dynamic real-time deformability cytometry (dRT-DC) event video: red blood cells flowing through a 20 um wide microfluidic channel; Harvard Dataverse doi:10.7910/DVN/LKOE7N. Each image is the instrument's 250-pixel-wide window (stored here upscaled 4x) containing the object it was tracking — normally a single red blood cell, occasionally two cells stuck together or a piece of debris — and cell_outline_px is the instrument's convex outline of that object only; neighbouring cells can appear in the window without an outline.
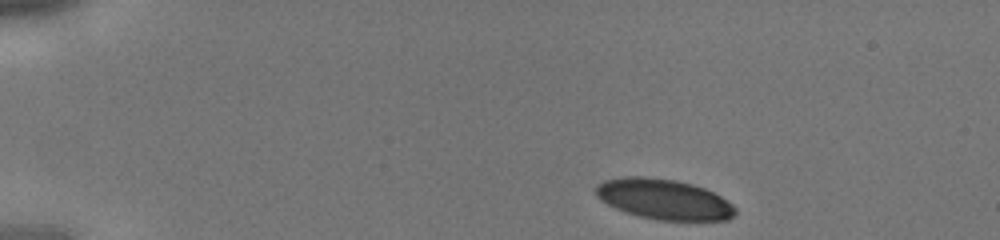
{"species": "human", "species_latin": "Homo sapiens", "temperature_condition": "cold", "stored_images_in_passage": 15, "camera_frame_rate_fps": 3000, "um_per_image_px": 0.085, "donor": {"sex": "male"}, "frame": {"image": 1, "passage_image": 1, "time_ms": 0.0, "image_size_px": [1000, 240], "cell_outline_px": [[736, 212], [728, 220], [656, 220], [640, 216], [616, 208], [600, 200], [596, 196], [596, 184], [604, 180], [624, 176], [644, 176], [672, 180], [692, 184], [704, 188], [720, 196], [732, 204], [736, 208]], "centroid_in_image_um": [56.41, 16.93], "position_along_channel_um": 28.6, "area_um2": 32.6}}
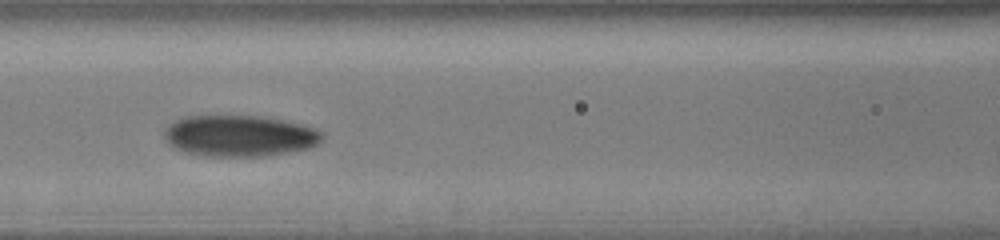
{"frame": {"image": 2, "passage_image": 9, "time_ms": 2.667, "image_size_px": [1000, 240], "cell_outline_px": [[324, 136], [312, 148], [268, 156], [200, 156], [184, 152], [168, 144], [164, 136], [164, 128], [168, 124], [184, 116], [264, 116], [284, 120], [316, 128], [324, 132]], "centroid_in_image_um": [20.36, 11.55], "position_along_channel_um": 146.2, "area_um2": 38.44}}
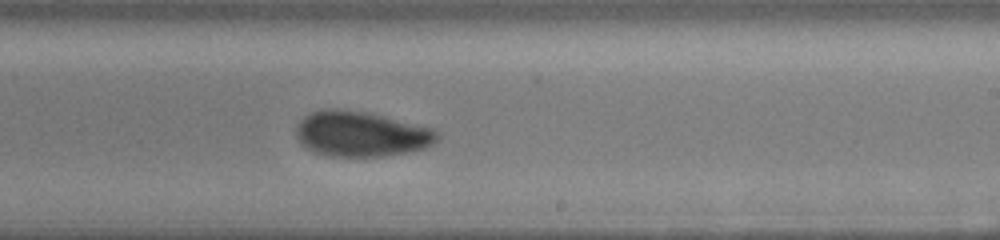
{"frame": {"image": 3, "passage_image": 15, "time_ms": 4.667, "image_size_px": [1000, 240], "cell_outline_px": [[440, 140], [424, 148], [408, 152], [384, 156], [328, 156], [312, 152], [300, 144], [296, 136], [296, 128], [300, 120], [304, 116], [312, 112], [324, 108], [336, 108], [368, 112], [432, 128], [440, 132]], "centroid_in_image_um": [30.68, 11.38], "position_along_channel_um": 258.3, "area_um2": 37.57}}